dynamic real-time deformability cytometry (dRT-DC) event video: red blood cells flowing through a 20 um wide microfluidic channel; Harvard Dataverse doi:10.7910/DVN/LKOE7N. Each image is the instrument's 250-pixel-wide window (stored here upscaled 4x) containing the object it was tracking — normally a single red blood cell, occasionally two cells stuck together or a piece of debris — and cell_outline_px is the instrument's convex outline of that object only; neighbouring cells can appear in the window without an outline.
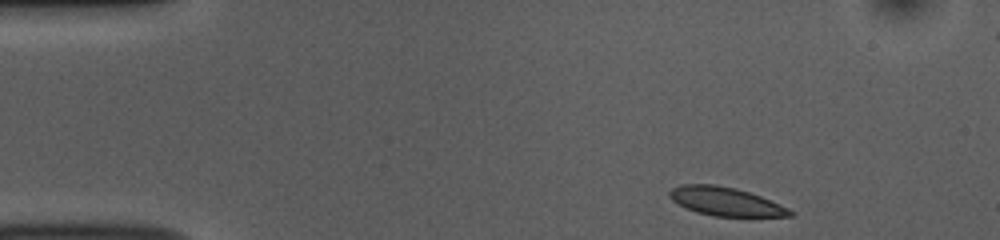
{"species": "common noctule bat (a hibernating species)", "species_latin": "Nyctalus noctula", "temperature_condition": "room temperature", "stored_images_in_passage": 48, "segment_of_instrument_passage": [1, 2], "camera_frame_rate_fps": 3000, "um_per_image_px": 0.085, "animal": {"sex": "female", "body_mass_g": 10.0, "forearm_length_mm": 53.1}, "frame": {"image": 1, "passage_image": 1, "time_ms": 0.0, "image_size_px": [1000, 240], "cell_outline_px": [[796, 212], [792, 216], [712, 216], [696, 212], [672, 200], [668, 196], [668, 192], [672, 188], [680, 184], [716, 184], [736, 188], [760, 196], [780, 204]], "centroid_in_image_um": [61.67, 17.12], "position_along_channel_um": 23.3, "area_um2": 20.0}}
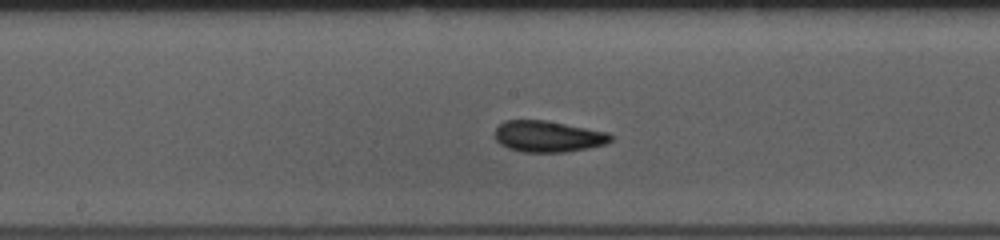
{"frame": {"image": 2, "passage_image": 21, "time_ms": 6.667, "image_size_px": [1000, 240], "cell_outline_px": [[612, 140], [608, 144], [588, 148], [564, 152], [520, 152], [508, 148], [500, 144], [496, 140], [496, 128], [504, 120], [544, 120], [608, 132], [612, 136]], "centroid_in_image_um": [46.59, 11.6], "position_along_channel_um": 201.6, "area_um2": 21.1}}
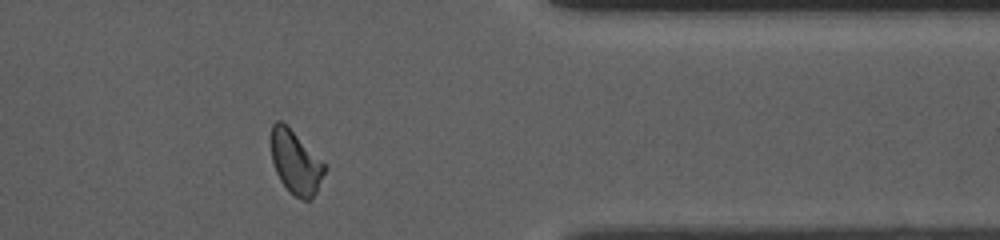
{"frame": {"image": 3, "passage_image": 37, "time_ms": 12.0, "image_size_px": [1000, 240], "cell_outline_px": [[324, 172], [316, 192], [312, 200], [300, 200], [288, 192], [280, 180], [276, 172], [272, 160], [272, 124], [276, 120], [280, 120], [288, 124], [324, 164]], "centroid_in_image_um": [25.1, 13.81], "position_along_channel_um": 386.3, "area_um2": 19.65}}